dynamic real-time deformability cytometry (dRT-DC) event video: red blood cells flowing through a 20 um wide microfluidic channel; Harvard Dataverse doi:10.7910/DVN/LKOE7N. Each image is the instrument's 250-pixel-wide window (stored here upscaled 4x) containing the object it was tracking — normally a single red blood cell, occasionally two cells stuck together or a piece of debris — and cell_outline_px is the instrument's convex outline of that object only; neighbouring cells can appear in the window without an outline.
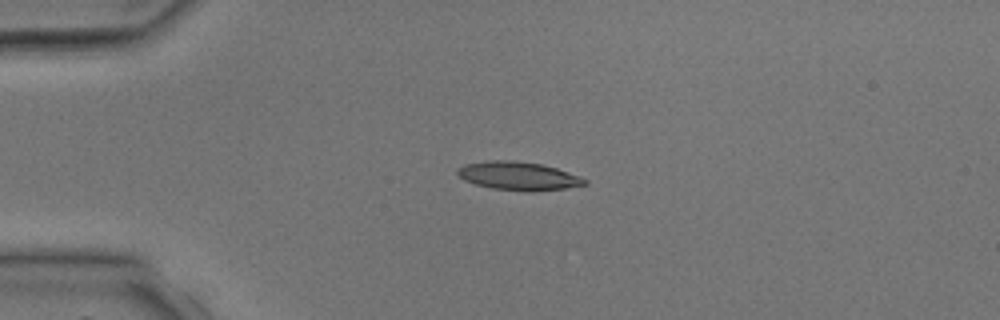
{"species": "common noctule bat (a hibernating species)", "species_latin": "Nyctalus noctula", "temperature_condition": "room temperature", "stored_images_in_passage": 3, "camera_frame_rate_fps": 3000, "um_per_image_px": 0.085, "animal": {"sex": "male", "body_mass_g": 17.9, "forearm_length_mm": 54.2}, "frame": {"image": 1, "passage_image": 3, "time_ms": 2.333, "image_size_px": [1000, 320], "cell_outline_px": [[588, 184], [564, 188], [532, 192], [492, 188], [476, 184], [464, 180], [456, 172], [456, 168], [464, 164], [488, 160], [508, 160], [540, 164], [556, 168], [580, 176], [588, 180]], "centroid_in_image_um": [44.05, 14.95], "position_along_channel_um": 40.9, "area_um2": 20.98}}